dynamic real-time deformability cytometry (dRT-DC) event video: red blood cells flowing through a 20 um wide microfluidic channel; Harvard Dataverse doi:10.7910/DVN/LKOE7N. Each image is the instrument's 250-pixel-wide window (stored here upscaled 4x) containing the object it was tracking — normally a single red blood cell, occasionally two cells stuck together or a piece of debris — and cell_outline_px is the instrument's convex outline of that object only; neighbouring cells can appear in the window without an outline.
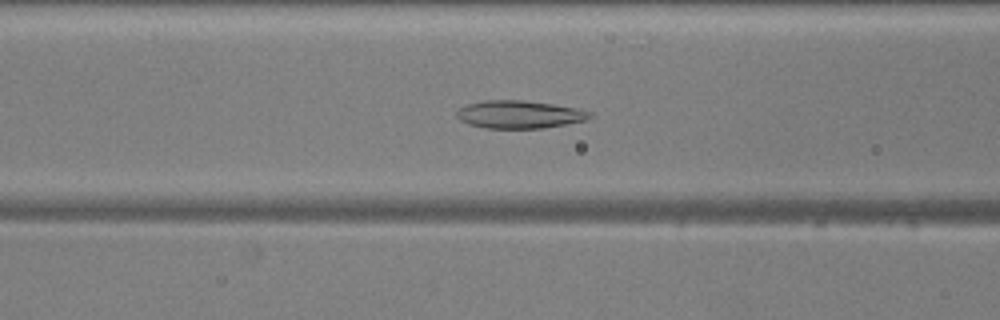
{"species": "common noctule bat (a hibernating species)", "species_latin": "Nyctalus noctula", "temperature_condition": "warm", "stored_images_in_passage": 52, "camera_frame_rate_fps": 3000, "um_per_image_px": 0.085, "animal": {"sex": "male", "body_mass_g": 20.5, "forearm_length_mm": 52.5}, "frame": {"image": 1, "passage_image": 21, "time_ms": 6.667, "image_size_px": [1000, 320], "cell_outline_px": [[592, 116], [588, 120], [544, 128], [484, 128], [468, 124], [460, 120], [456, 116], [456, 112], [460, 108], [468, 104], [484, 100], [524, 100], [552, 104], [576, 108], [592, 112]], "centroid_in_image_um": [44.15, 9.73], "position_along_channel_um": 122.4, "area_um2": 21.62}}
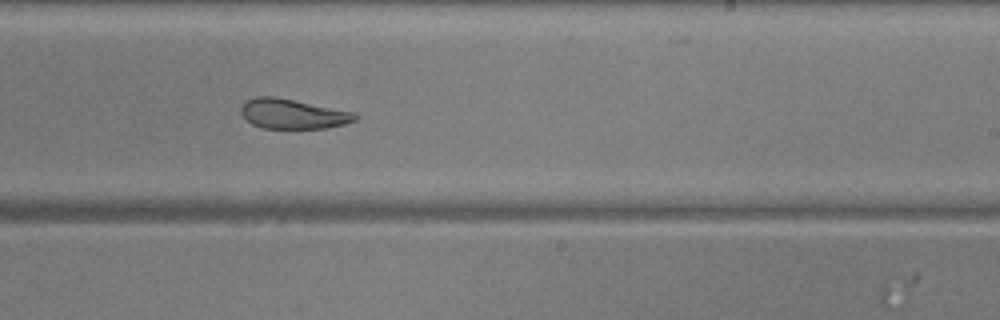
{"frame": {"image": 2, "passage_image": 32, "time_ms": 10.333, "image_size_px": [1000, 320], "cell_outline_px": [[360, 116], [356, 120], [344, 124], [324, 128], [260, 128], [252, 124], [240, 112], [240, 108], [248, 100], [256, 96], [276, 96], [356, 112]], "centroid_in_image_um": [24.93, 9.67], "position_along_channel_um": 264.1, "area_um2": 19.94}}
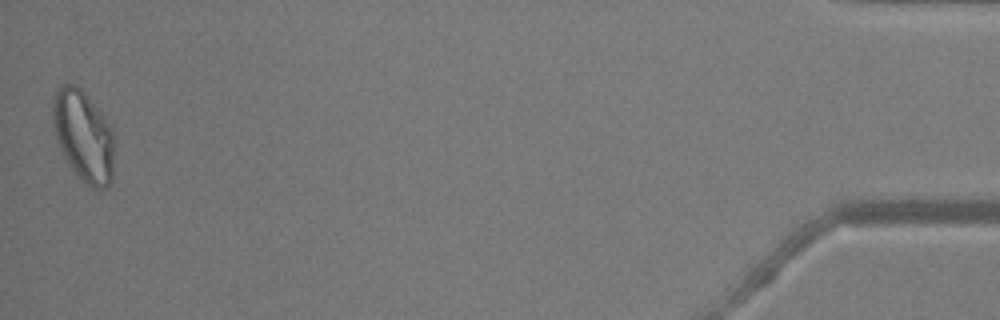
{"frame": {"image": 3, "passage_image": 52, "time_ms": 17.0, "image_size_px": [1000, 320], "cell_outline_px": [[112, 184], [108, 188], [100, 192], [88, 188], [84, 184], [68, 164], [56, 140], [52, 120], [52, 100], [56, 92], [64, 84], [76, 84], [84, 92], [104, 116], [112, 128]], "centroid_in_image_um": [7.09, 11.63], "position_along_channel_um": 428.1, "area_um2": 32.95}, "authors_computed_cell_mechanics": {"area_um2": 24.9985, "velocity_mm_per_s": 3.8562, "shape_relaxation_time_tau1_ms": null, "shape_relaxation_time_tau2_ms": 3.3761, "deformation_change_tau1": null, "deformation_change_tau2": 0.0902}}